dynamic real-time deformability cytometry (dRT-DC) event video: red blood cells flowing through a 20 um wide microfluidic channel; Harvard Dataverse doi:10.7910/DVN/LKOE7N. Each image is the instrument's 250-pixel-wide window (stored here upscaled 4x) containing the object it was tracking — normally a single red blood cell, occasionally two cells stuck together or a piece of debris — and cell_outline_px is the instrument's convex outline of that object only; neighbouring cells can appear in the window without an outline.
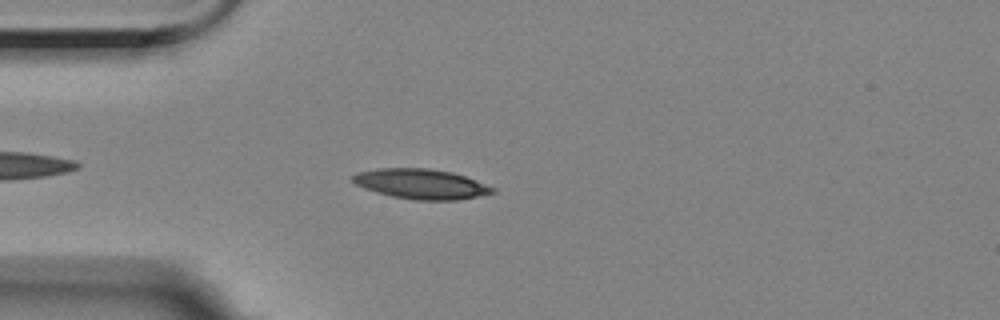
{"species": "Egyptian fruit bat (a non-hibernating species)", "species_latin": "Rousettus aegyptiacus", "temperature_condition": "room temperature", "stored_images_in_passage": 46, "camera_frame_rate_fps": 3000, "um_per_image_px": 0.085, "animal": {"sex": "female"}, "frame": {"image": 1, "passage_image": 6, "time_ms": 1.667, "image_size_px": [1000, 320], "cell_outline_px": [[496, 192], [456, 200], [416, 200], [392, 196], [376, 192], [364, 188], [356, 184], [352, 180], [352, 176], [360, 172], [376, 168], [428, 168], [452, 172], [464, 176], [496, 188]], "centroid_in_image_um": [35.79, 15.63], "position_along_channel_um": 49.2, "area_um2": 24.22}}
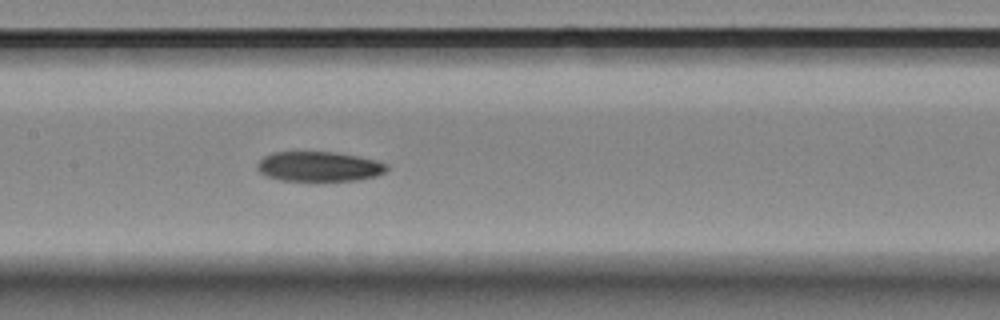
{"frame": {"image": 2, "passage_image": 18, "time_ms": 5.667, "image_size_px": [1000, 320], "cell_outline_px": [[388, 168], [384, 172], [376, 176], [360, 180], [280, 180], [268, 176], [260, 172], [256, 168], [256, 164], [264, 156], [272, 152], [332, 152], [356, 156], [376, 160], [388, 164]], "centroid_in_image_um": [27.11, 14.15], "position_along_channel_um": 180.3, "area_um2": 22.37}}
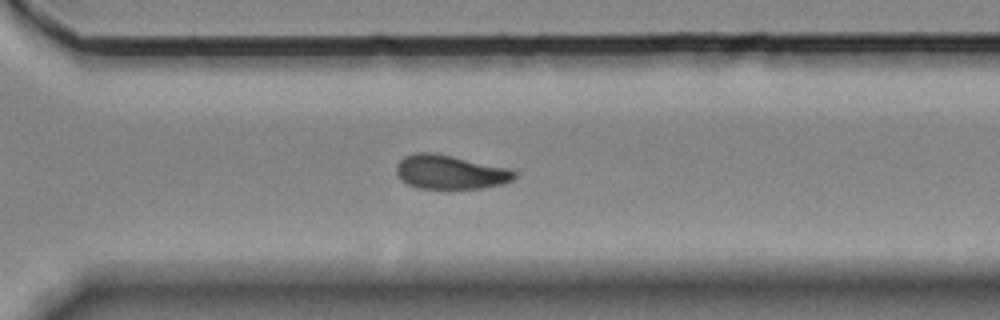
{"frame": {"image": 3, "passage_image": 31, "time_ms": 10.0, "image_size_px": [1000, 320], "cell_outline_px": [[516, 176], [512, 180], [504, 184], [480, 188], [416, 188], [408, 184], [396, 172], [396, 164], [404, 156], [416, 152], [432, 152], [452, 156], [508, 168], [516, 172]], "centroid_in_image_um": [38.26, 14.62], "position_along_channel_um": 332.3, "area_um2": 23.24}}